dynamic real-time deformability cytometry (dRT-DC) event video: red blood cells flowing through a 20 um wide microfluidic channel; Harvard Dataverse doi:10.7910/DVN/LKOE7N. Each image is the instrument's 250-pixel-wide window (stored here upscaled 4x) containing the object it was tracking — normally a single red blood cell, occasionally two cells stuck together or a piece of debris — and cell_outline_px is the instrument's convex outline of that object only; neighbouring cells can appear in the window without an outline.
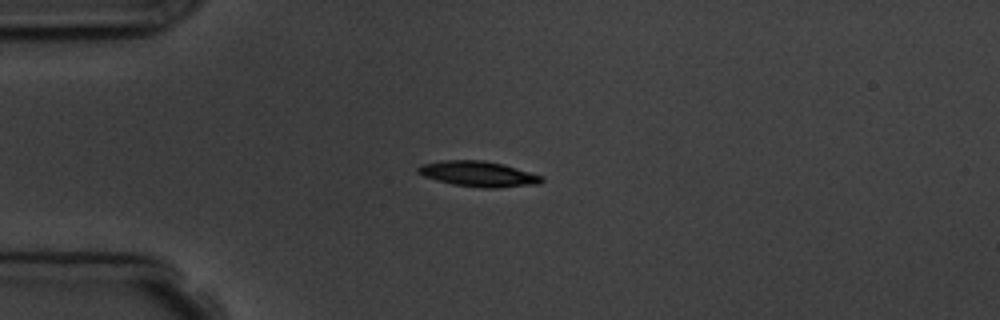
{"species": "common noctule bat (a hibernating species)", "species_latin": "Nyctalus noctula", "temperature_condition": "room temperature", "stored_images_in_passage": 5, "camera_frame_rate_fps": 3000, "um_per_image_px": 0.085, "animal": {"sex": "male", "body_mass_g": 19.5, "forearm_length_mm": 54.6}, "frame": {"image": 1, "passage_image": 4, "time_ms": 3.333, "image_size_px": [1000, 320], "cell_outline_px": [[544, 180], [540, 184], [500, 188], [484, 188], [452, 184], [436, 180], [424, 176], [416, 172], [416, 168], [420, 164], [444, 160], [484, 160], [504, 164], [544, 176]], "centroid_in_image_um": [40.68, 14.78], "position_along_channel_um": 44.3, "area_um2": 18.61}}